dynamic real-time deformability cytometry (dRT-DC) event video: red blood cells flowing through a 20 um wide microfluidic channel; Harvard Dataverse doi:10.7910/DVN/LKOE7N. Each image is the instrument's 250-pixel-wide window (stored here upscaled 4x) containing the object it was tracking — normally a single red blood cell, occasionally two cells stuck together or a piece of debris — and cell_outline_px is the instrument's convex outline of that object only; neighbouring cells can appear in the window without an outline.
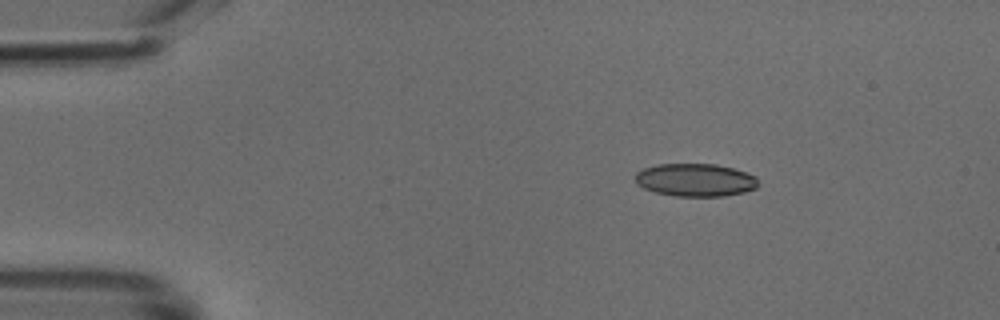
{"species": "common noctule bat (a hibernating species)", "species_latin": "Nyctalus noctula", "temperature_condition": "cold", "stored_images_in_passage": 42, "camera_frame_rate_fps": 3000, "um_per_image_px": 0.085, "animal": {"sex": "male", "body_mass_g": 18.8}, "frame": {"image": 1, "passage_image": 1, "time_ms": 0.0, "image_size_px": [1000, 320], "cell_outline_px": [[756, 188], [744, 192], [724, 196], [676, 196], [656, 192], [644, 188], [636, 184], [636, 172], [644, 168], [656, 164], [716, 164], [732, 168], [756, 176]], "centroid_in_image_um": [59.08, 15.29], "position_along_channel_um": 25.9, "area_um2": 23.41}}
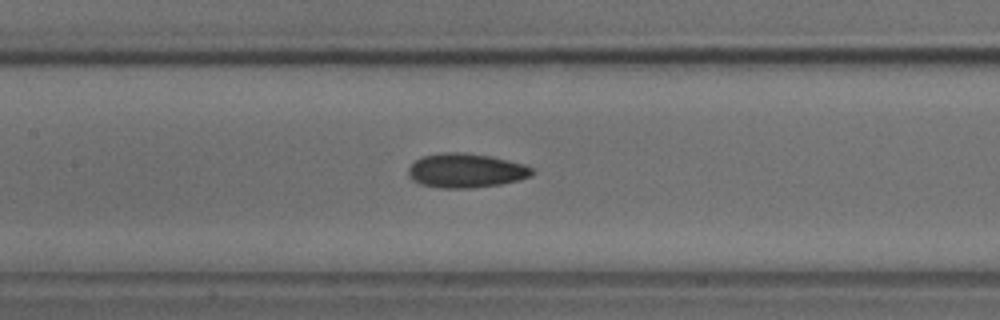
{"frame": {"image": 2, "passage_image": 16, "time_ms": 5.0, "image_size_px": [1000, 320], "cell_outline_px": [[536, 172], [532, 176], [520, 180], [500, 184], [472, 188], [440, 188], [420, 184], [412, 180], [408, 176], [408, 168], [416, 160], [424, 156], [444, 152], [464, 152], [492, 156], [524, 164], [532, 168]], "centroid_in_image_um": [39.63, 14.5], "position_along_channel_um": 167.8, "area_um2": 24.91}}
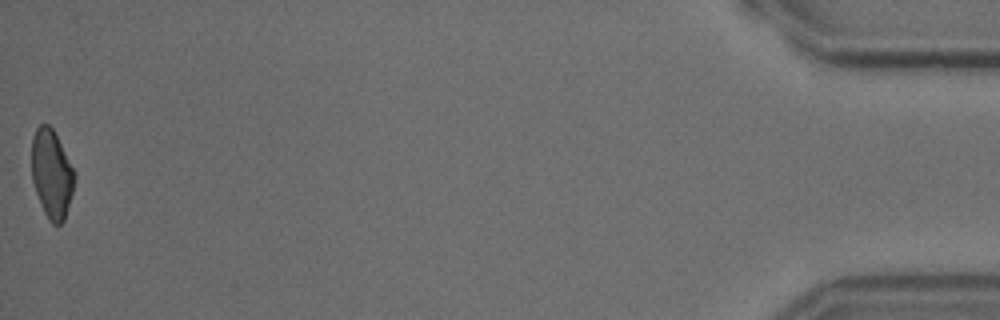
{"frame": {"image": 3, "passage_image": 42, "time_ms": 13.667, "image_size_px": [1000, 320], "cell_outline_px": [[76, 176], [72, 192], [64, 220], [60, 224], [52, 224], [48, 220], [44, 212], [36, 192], [32, 180], [32, 136], [36, 128], [40, 124], [48, 124], [52, 128]], "centroid_in_image_um": [4.37, 14.79], "position_along_channel_um": 430.8, "area_um2": 21.68}}